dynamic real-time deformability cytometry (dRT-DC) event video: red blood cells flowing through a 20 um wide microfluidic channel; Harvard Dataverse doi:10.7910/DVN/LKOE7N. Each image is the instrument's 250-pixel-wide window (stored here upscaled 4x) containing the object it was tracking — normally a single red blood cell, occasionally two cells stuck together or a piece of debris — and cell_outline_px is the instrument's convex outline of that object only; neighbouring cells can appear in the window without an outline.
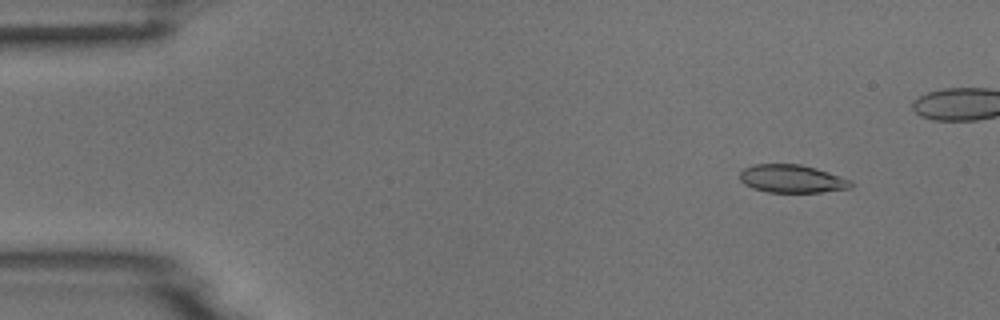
{"species": "common noctule bat (a hibernating species)", "species_latin": "Nyctalus noctula", "temperature_condition": "room temperature", "stored_images_in_passage": 5, "camera_frame_rate_fps": 3000, "um_per_image_px": 0.085, "animal": {"sex": "male", "body_mass_g": 18.8}, "frame": {"image": 1, "passage_image": 2, "time_ms": 1.333, "image_size_px": [1000, 320], "cell_outline_px": [[852, 184], [848, 188], [820, 192], [768, 192], [752, 188], [744, 184], [740, 180], [740, 172], [744, 168], [752, 164], [800, 164], [816, 168], [852, 180]], "centroid_in_image_um": [67.28, 15.19], "position_along_channel_um": 17.7, "area_um2": 18.09}}